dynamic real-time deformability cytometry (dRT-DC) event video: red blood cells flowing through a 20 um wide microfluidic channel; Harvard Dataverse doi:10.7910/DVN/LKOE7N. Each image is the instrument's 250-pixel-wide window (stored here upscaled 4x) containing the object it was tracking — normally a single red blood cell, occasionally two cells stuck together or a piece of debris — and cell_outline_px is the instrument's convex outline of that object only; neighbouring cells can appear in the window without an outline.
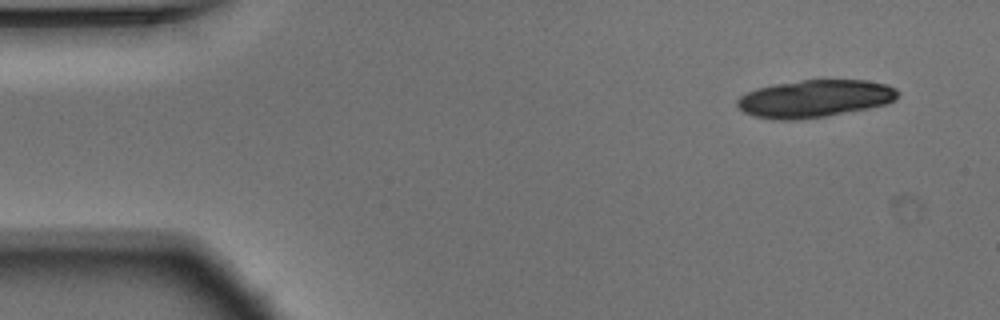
{"species": "Egyptian fruit bat (a non-hibernating species)", "species_latin": "Rousettus aegyptiacus", "temperature_condition": "warm", "stored_images_in_passage": 14, "camera_frame_rate_fps": 3000, "um_per_image_px": 0.085, "animal": {"sex": "male"}, "frame": {"image": 1, "passage_image": 1, "time_ms": 0.0, "image_size_px": [1000, 320], "cell_outline_px": [[900, 96], [896, 100], [888, 104], [868, 108], [824, 116], [792, 120], [772, 120], [752, 116], [744, 112], [736, 104], [736, 100], [740, 96], [756, 88], [776, 84], [800, 80], [864, 80], [888, 84], [896, 88], [900, 92]], "centroid_in_image_um": [69.28, 8.38], "position_along_channel_um": 15.7, "area_um2": 35.26}}